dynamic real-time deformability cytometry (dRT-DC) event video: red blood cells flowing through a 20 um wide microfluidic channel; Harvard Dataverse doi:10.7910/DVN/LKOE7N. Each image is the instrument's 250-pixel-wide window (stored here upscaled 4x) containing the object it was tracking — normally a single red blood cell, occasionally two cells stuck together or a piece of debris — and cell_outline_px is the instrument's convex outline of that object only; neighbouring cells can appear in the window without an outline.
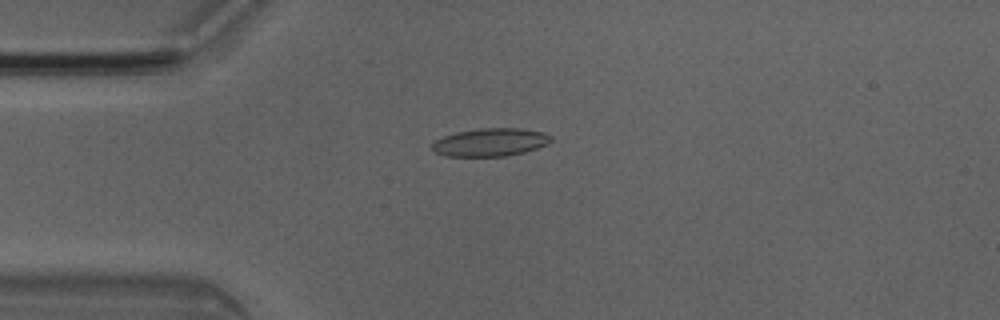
{"species": "Egyptian fruit bat (a non-hibernating species)", "species_latin": "Rousettus aegyptiacus", "temperature_condition": "room temperature", "stored_images_in_passage": 5, "camera_frame_rate_fps": 3000, "um_per_image_px": 0.085, "animal": {"sex": "male"}, "frame": {"image": 1, "passage_image": 4, "time_ms": 1.0, "image_size_px": [1000, 320], "cell_outline_px": [[552, 140], [536, 148], [524, 152], [504, 156], [444, 156], [436, 152], [432, 148], [432, 144], [436, 140], [444, 136], [456, 132], [480, 128], [520, 128], [544, 132], [552, 136]], "centroid_in_image_um": [41.67, 12.08], "position_along_channel_um": 43.3, "area_um2": 19.25}}